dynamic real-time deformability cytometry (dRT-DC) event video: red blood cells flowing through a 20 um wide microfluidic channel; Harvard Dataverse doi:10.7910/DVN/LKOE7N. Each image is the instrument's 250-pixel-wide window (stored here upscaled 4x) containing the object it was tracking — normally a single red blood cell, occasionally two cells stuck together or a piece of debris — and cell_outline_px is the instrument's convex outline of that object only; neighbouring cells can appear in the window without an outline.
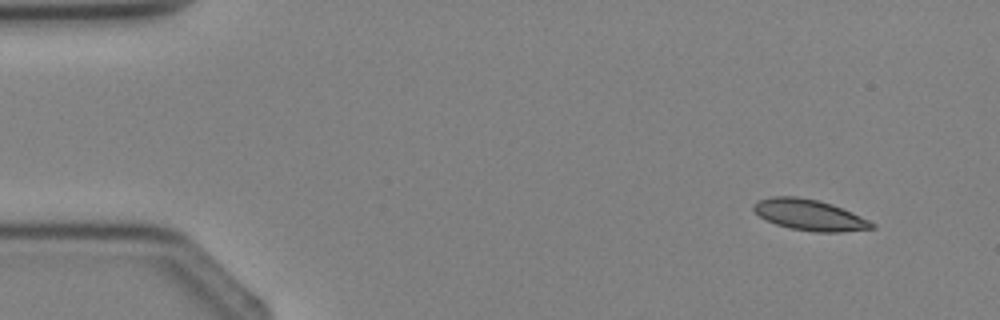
{"species": "Egyptian fruit bat (a non-hibernating species)", "species_latin": "Rousettus aegyptiacus", "temperature_condition": "cold", "stored_images_in_passage": 4, "segment_of_instrument_passage": [2, 2], "camera_frame_rate_fps": 3000, "um_per_image_px": 0.085, "animal": {"sex": "female"}, "frame": {"image": 1, "passage_image": 4, "time_ms": 4.333, "image_size_px": [1000, 320], "cell_outline_px": [[876, 228], [840, 232], [816, 232], [792, 228], [776, 224], [760, 216], [752, 208], [752, 204], [760, 200], [772, 196], [796, 196], [816, 200], [832, 204], [868, 220], [876, 224]], "centroid_in_image_um": [68.81, 18.27], "position_along_channel_um": 16.2, "area_um2": 20.98}}